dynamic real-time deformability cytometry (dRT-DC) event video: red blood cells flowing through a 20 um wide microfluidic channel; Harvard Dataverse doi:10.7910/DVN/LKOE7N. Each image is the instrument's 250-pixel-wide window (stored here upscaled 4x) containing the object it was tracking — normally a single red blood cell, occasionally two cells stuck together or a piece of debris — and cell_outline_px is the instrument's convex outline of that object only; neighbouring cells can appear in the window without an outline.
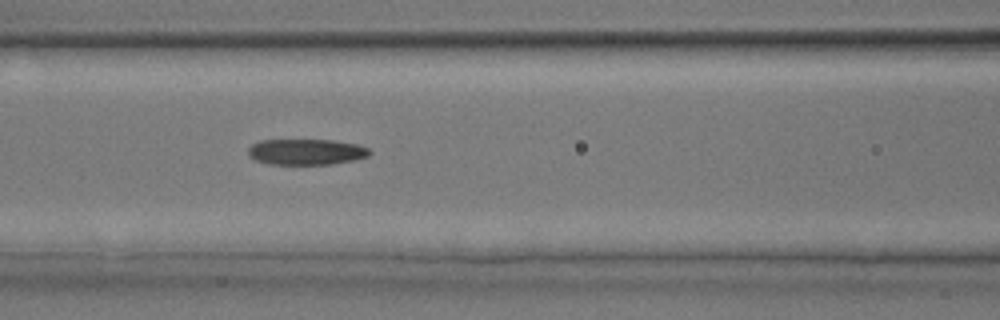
{"species": "common noctule bat (a hibernating species)", "species_latin": "Nyctalus noctula", "temperature_condition": "room temperature", "stored_images_in_passage": 36, "camera_frame_rate_fps": 3000, "um_per_image_px": 0.085, "animal": {"sex": "male", "body_mass_g": 17.9, "forearm_length_mm": 54.2}, "frame": {"image": 1, "passage_image": 15, "time_ms": 4.667, "image_size_px": [1000, 320], "cell_outline_px": [[372, 152], [368, 156], [352, 160], [332, 164], [268, 164], [256, 160], [248, 156], [248, 148], [252, 144], [260, 140], [332, 140], [356, 144], [368, 148]], "centroid_in_image_um": [26.0, 12.91], "position_along_channel_um": 140.6, "area_um2": 18.26}}
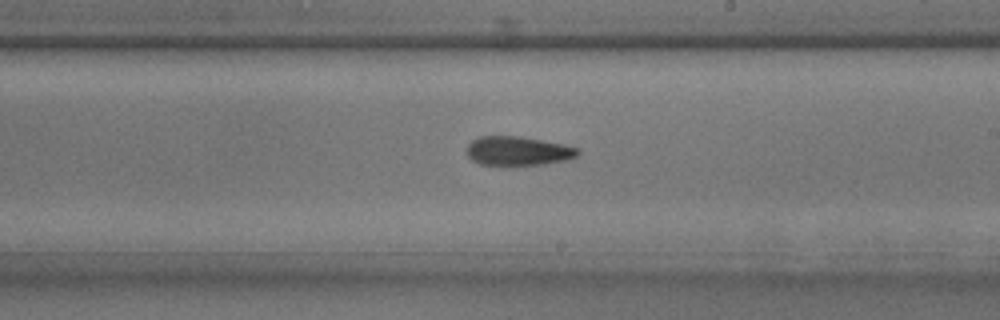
{"frame": {"image": 2, "passage_image": 21, "time_ms": 6.667, "image_size_px": [1000, 320], "cell_outline_px": [[580, 152], [576, 156], [564, 160], [544, 164], [504, 168], [480, 164], [472, 160], [468, 156], [468, 144], [472, 140], [480, 136], [520, 136], [564, 144], [580, 148]], "centroid_in_image_um": [44.01, 12.87], "position_along_channel_um": 245.0, "area_um2": 19.48}}
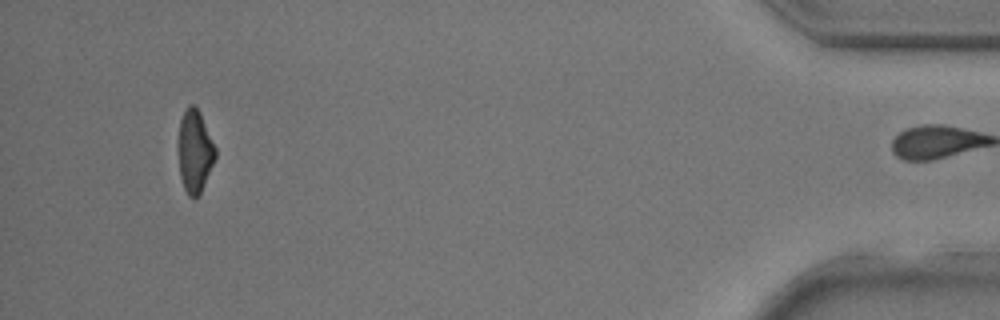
{"frame": {"image": 3, "passage_image": 35, "time_ms": 11.333, "image_size_px": [1000, 320], "cell_outline_px": [[216, 156], [200, 192], [196, 196], [188, 196], [184, 188], [180, 176], [180, 120], [188, 104], [192, 104], [200, 112], [216, 148]], "centroid_in_image_um": [16.58, 12.83], "position_along_channel_um": 418.6, "area_um2": 17.11}}